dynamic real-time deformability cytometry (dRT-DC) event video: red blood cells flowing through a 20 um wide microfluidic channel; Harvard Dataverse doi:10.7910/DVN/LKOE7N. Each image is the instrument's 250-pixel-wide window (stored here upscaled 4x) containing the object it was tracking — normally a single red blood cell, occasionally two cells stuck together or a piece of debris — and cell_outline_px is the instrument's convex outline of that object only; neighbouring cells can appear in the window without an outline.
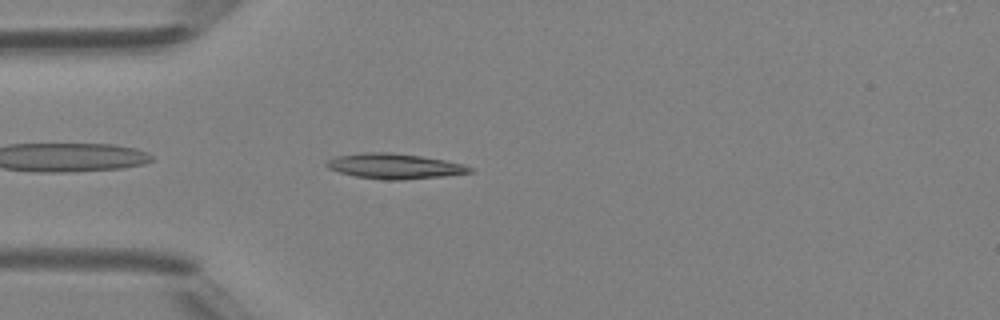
{"species": "Egyptian fruit bat (a non-hibernating species)", "species_latin": "Rousettus aegyptiacus", "temperature_condition": "room temperature", "stored_images_in_passage": 36, "camera_frame_rate_fps": 3000, "um_per_image_px": 0.085, "animal": {"sex": "female"}, "frame": {"image": 1, "passage_image": 2, "time_ms": 0.333, "image_size_px": [1000, 320], "cell_outline_px": [[472, 172], [444, 176], [400, 180], [384, 180], [356, 176], [340, 172], [328, 168], [324, 164], [328, 160], [336, 156], [360, 152], [388, 152], [420, 156], [444, 160], [464, 164], [472, 168]], "centroid_in_image_um": [33.51, 14.12], "position_along_channel_um": 51.5, "area_um2": 20.98}}
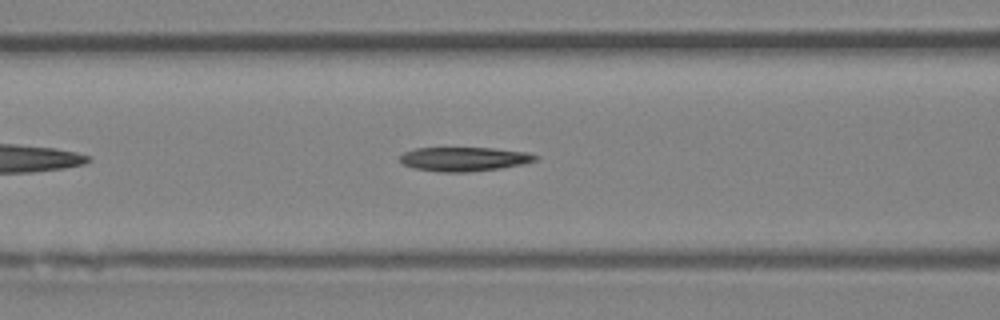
{"frame": {"image": 2, "passage_image": 8, "time_ms": 2.333, "image_size_px": [1000, 320], "cell_outline_px": [[540, 156], [536, 160], [524, 164], [500, 168], [468, 172], [440, 172], [412, 168], [404, 164], [400, 160], [400, 156], [404, 152], [416, 148], [492, 148], [528, 152]], "centroid_in_image_um": [39.47, 13.52], "position_along_channel_um": 127.1, "area_um2": 19.07}}
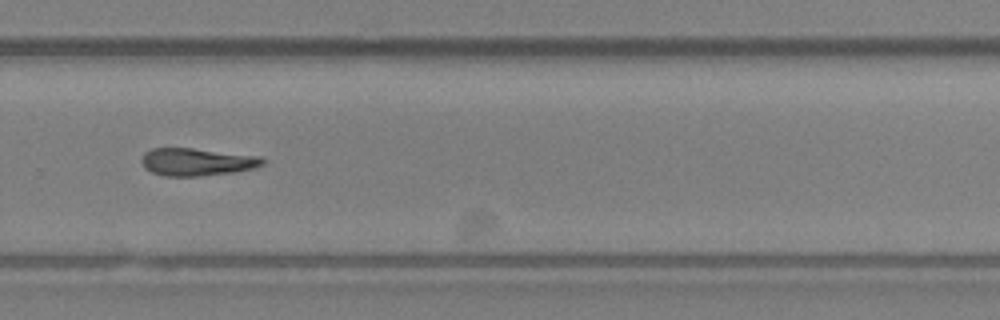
{"frame": {"image": 3, "passage_image": 21, "time_ms": 6.667, "image_size_px": [1000, 320], "cell_outline_px": [[268, 160], [264, 164], [252, 168], [236, 172], [196, 176], [164, 176], [152, 172], [144, 168], [140, 160], [144, 152], [152, 148], [192, 148], [260, 156]], "centroid_in_image_um": [16.73, 13.76], "position_along_channel_um": 313.1, "area_um2": 19.59}}